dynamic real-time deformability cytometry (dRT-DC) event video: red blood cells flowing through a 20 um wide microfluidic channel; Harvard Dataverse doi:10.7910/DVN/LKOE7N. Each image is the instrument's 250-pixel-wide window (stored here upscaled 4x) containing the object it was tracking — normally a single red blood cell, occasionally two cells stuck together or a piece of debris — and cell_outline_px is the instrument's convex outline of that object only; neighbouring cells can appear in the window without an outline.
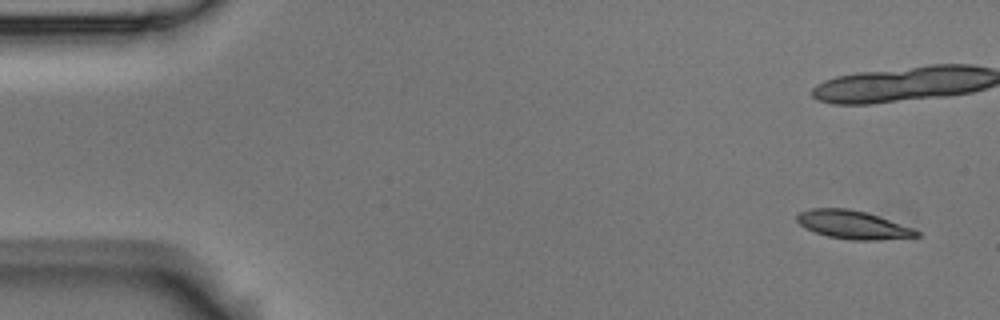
{"species": "Egyptian fruit bat (a non-hibernating species)", "species_latin": "Rousettus aegyptiacus", "temperature_condition": "room temperature", "stored_images_in_passage": 14, "camera_frame_rate_fps": 3000, "um_per_image_px": 0.085, "animal": {"sex": "male"}, "frame": {"image": 1, "passage_image": 1, "time_ms": 0.0, "image_size_px": [1000, 320], "cell_outline_px": [[920, 236], [872, 240], [852, 240], [828, 236], [804, 228], [796, 220], [796, 216], [800, 212], [812, 208], [848, 208], [864, 212], [912, 228], [920, 232]], "centroid_in_image_um": [72.44, 19.1], "position_along_channel_um": 12.6, "area_um2": 19.31}}
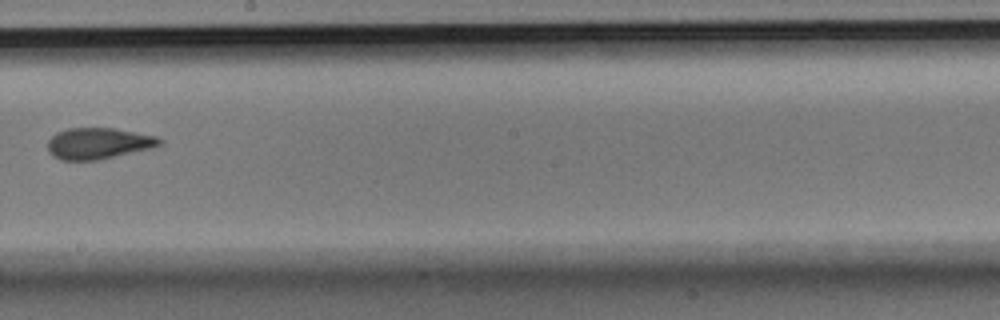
{"frame": {"image": 2, "passage_image": 9, "time_ms": 2.667, "image_size_px": [1000, 320], "cell_outline_px": [[164, 144], [152, 148], [100, 160], [60, 160], [52, 156], [48, 152], [48, 140], [56, 132], [68, 128], [116, 128], [156, 136], [164, 140]], "centroid_in_image_um": [8.38, 12.19], "position_along_channel_um": 239.8, "area_um2": 20.69}}
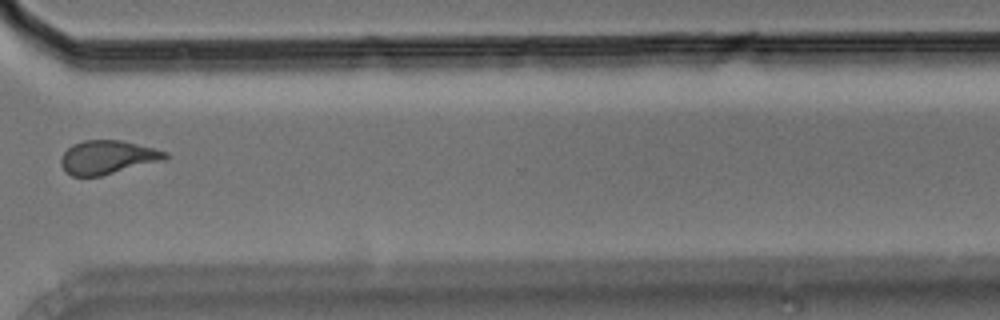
{"frame": {"image": 3, "passage_image": 12, "time_ms": 3.667, "image_size_px": [1000, 320], "cell_outline_px": [[168, 156], [164, 160], [100, 176], [72, 176], [64, 172], [60, 164], [60, 160], [64, 152], [72, 144], [84, 140], [120, 140], [168, 152]], "centroid_in_image_um": [9.1, 13.37], "position_along_channel_um": 361.5, "area_um2": 20.35}}